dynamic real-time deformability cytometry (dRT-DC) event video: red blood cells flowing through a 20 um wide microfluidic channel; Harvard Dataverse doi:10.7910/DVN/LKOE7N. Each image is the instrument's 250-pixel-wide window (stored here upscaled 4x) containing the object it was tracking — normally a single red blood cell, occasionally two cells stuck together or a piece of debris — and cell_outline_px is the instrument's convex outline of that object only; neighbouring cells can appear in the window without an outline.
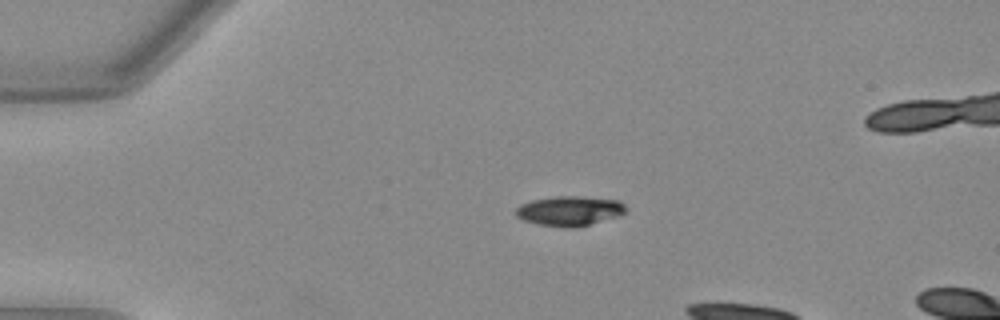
{"species": "Egyptian fruit bat (a non-hibernating species)", "species_latin": "Rousettus aegyptiacus", "temperature_condition": "warm", "stored_images_in_passage": 35, "camera_frame_rate_fps": 3000, "um_per_image_px": 0.085, "animal": {"sex": "female"}, "frame": {"image": 1, "passage_image": 1, "time_ms": 0.0, "image_size_px": [1000, 320], "cell_outline_px": [[628, 208], [620, 216], [572, 228], [540, 224], [524, 220], [516, 216], [516, 208], [520, 204], [532, 200], [556, 196], [580, 196], [620, 200]], "centroid_in_image_um": [48.44, 17.91], "position_along_channel_um": 36.6, "area_um2": 18.96}}
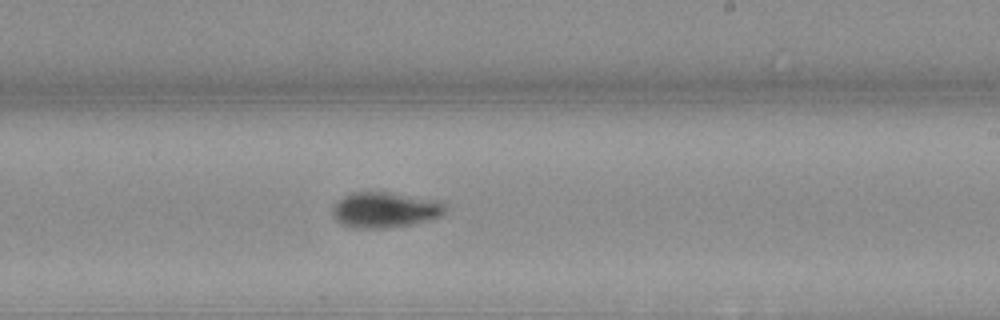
{"frame": {"image": 2, "passage_image": 21, "time_ms": 6.667, "image_size_px": [1000, 320], "cell_outline_px": [[444, 212], [440, 216], [408, 224], [380, 228], [352, 228], [340, 224], [336, 220], [332, 212], [336, 204], [344, 196], [352, 192], [384, 192], [436, 200], [444, 204]], "centroid_in_image_um": [32.66, 17.84], "position_along_channel_um": 256.3, "area_um2": 22.66}}
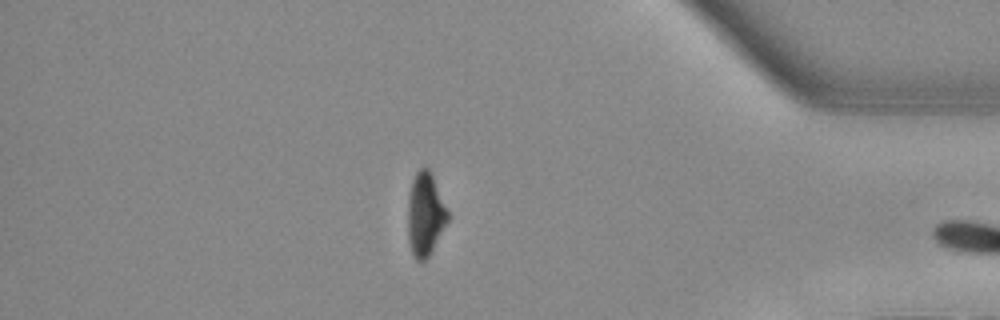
{"frame": {"image": 3, "passage_image": 34, "time_ms": 11.0, "image_size_px": [1000, 320], "cell_outline_px": [[448, 220], [428, 256], [424, 260], [416, 260], [412, 252], [408, 240], [408, 196], [412, 180], [416, 172], [420, 168], [428, 168], [432, 176], [448, 212]], "centroid_in_image_um": [36.12, 18.21], "position_along_channel_um": 399.1, "area_um2": 18.84}}